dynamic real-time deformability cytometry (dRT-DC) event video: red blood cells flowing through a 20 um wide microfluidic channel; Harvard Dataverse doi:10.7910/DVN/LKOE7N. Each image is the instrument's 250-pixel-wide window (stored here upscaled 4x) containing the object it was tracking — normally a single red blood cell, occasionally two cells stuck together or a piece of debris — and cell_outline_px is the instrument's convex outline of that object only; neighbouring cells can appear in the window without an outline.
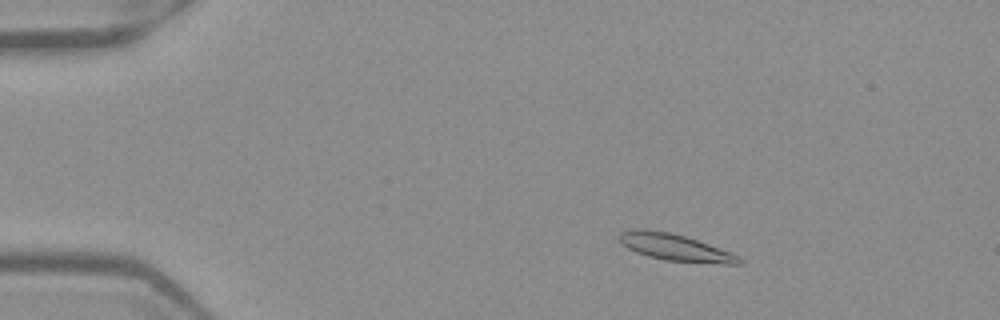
{"species": "Egyptian fruit bat (a non-hibernating species)", "species_latin": "Rousettus aegyptiacus", "temperature_condition": "warm", "stored_images_in_passage": 51, "camera_frame_rate_fps": 3000, "um_per_image_px": 0.085, "frame": {"image": 1, "passage_image": 8, "time_ms": 2.333, "image_size_px": [1000, 320], "cell_outline_px": [[744, 260], [740, 264], [724, 264], [664, 260], [648, 256], [636, 252], [620, 244], [616, 240], [616, 236], [620, 232], [632, 228], [644, 228], [668, 232], [684, 236], [732, 252], [740, 256]], "centroid_in_image_um": [57.33, 21.02], "position_along_channel_um": 27.7, "area_um2": 19.02}}
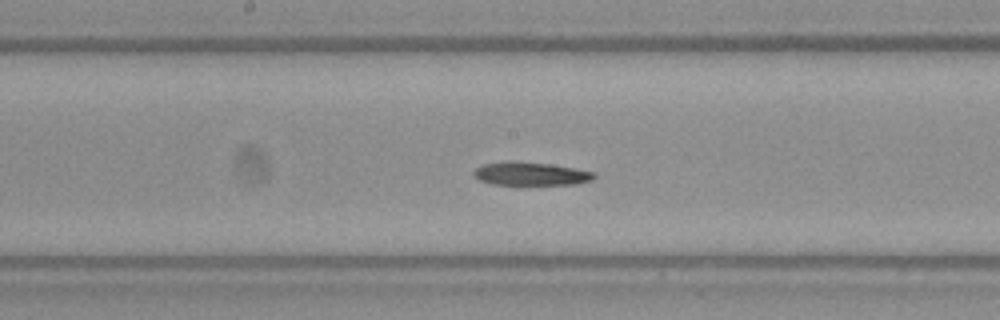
{"frame": {"image": 2, "passage_image": 27, "time_ms": 8.667, "image_size_px": [1000, 320], "cell_outline_px": [[596, 176], [592, 180], [576, 184], [520, 188], [516, 188], [492, 184], [480, 180], [472, 176], [472, 172], [480, 164], [548, 164], [596, 172]], "centroid_in_image_um": [45.13, 14.89], "position_along_channel_um": 203.1, "area_um2": 16.65}}
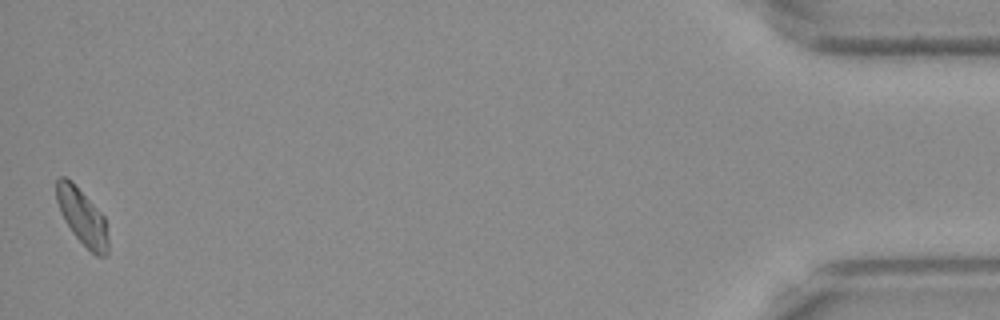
{"frame": {"image": 3, "passage_image": 51, "time_ms": 16.667, "image_size_px": [1000, 320], "cell_outline_px": [[108, 252], [104, 256], [96, 256], [72, 232], [64, 220], [60, 212], [56, 200], [56, 180], [60, 176], [64, 176], [72, 180], [104, 216], [108, 240]], "centroid_in_image_um": [6.97, 18.39], "position_along_channel_um": 428.2, "area_um2": 16.82}}